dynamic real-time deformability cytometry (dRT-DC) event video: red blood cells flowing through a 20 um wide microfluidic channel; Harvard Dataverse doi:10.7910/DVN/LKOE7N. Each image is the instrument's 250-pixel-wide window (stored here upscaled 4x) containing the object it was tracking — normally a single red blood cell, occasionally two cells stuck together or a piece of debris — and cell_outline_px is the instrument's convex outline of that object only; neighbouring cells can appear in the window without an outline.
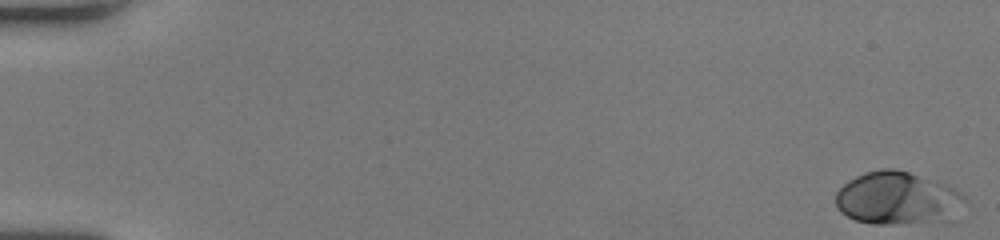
{"species": "human", "species_latin": "Homo sapiens", "temperature_condition": "room temperature", "stored_images_in_passage": 53, "camera_frame_rate_fps": 3000, "um_per_image_px": 0.085, "donor": {"sex": "female"}, "frame": {"image": 1, "passage_image": 1, "time_ms": 0.0, "image_size_px": [1000, 240], "cell_outline_px": [[968, 200], [940, 220], [892, 224], [872, 224], [856, 220], [840, 212], [836, 204], [836, 192], [848, 180], [864, 172], [880, 168], [896, 168], [936, 180], [960, 192]], "centroid_in_image_um": [76.19, 16.81], "position_along_channel_um": 8.8, "area_um2": 39.07}}
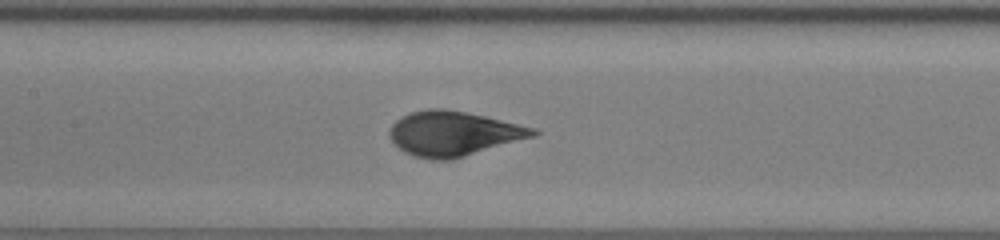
{"frame": {"image": 2, "passage_image": 27, "time_ms": 8.667, "image_size_px": [1000, 240], "cell_outline_px": [[540, 132], [536, 136], [452, 160], [432, 160], [416, 156], [404, 152], [388, 136], [388, 132], [392, 124], [400, 116], [412, 112], [428, 108], [444, 108], [484, 116], [536, 128]], "centroid_in_image_um": [38.54, 11.35], "position_along_channel_um": 168.9, "area_um2": 37.4}}
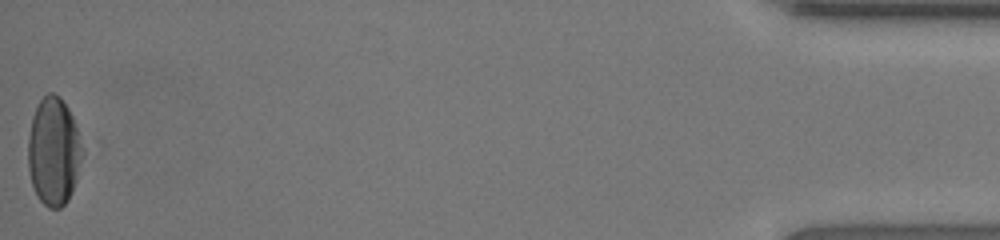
{"frame": {"image": 3, "passage_image": 53, "time_ms": 17.333, "image_size_px": [1000, 240], "cell_outline_px": [[84, 152], [76, 180], [72, 192], [68, 200], [60, 208], [48, 208], [40, 200], [32, 184], [28, 168], [28, 136], [32, 116], [40, 100], [48, 92], [52, 92], [60, 96], [68, 108], [72, 116]], "centroid_in_image_um": [4.56, 12.87], "position_along_channel_um": 430.6, "area_um2": 34.16}, "authors_computed_cell_mechanics": {"area_um2": 35.8938, "velocity_mm_per_s": 4.0709, "shape_relaxation_time_tau1_ms": 4.0784, "shape_relaxation_time_tau2_ms": null, "deformation_change_tau1": 0.2005, "deformation_change_tau2": null}}